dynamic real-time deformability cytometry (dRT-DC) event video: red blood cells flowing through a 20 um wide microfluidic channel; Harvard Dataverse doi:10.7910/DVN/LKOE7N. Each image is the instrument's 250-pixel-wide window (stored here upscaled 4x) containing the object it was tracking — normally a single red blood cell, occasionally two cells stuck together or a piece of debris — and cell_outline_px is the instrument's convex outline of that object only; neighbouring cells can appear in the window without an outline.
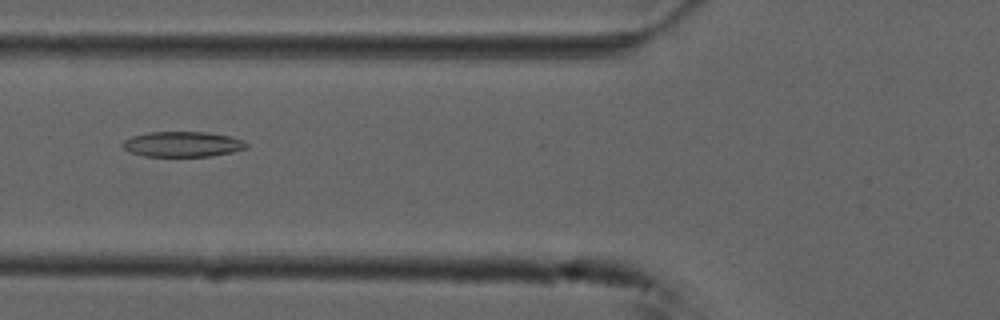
{"species": "common noctule bat (a hibernating species)", "species_latin": "Nyctalus noctula", "temperature_condition": "cold", "stored_images_in_passage": 51, "camera_frame_rate_fps": 3000, "um_per_image_px": 0.085, "animal": {"sex": "male", "forearm_length_mm": 52.5}, "frame": {"image": 1, "passage_image": 21, "time_ms": 6.667, "image_size_px": [1000, 320], "cell_outline_px": [[248, 144], [244, 148], [232, 152], [212, 156], [144, 156], [132, 152], [124, 148], [120, 144], [124, 140], [132, 136], [148, 132], [208, 132], [232, 136], [244, 140]], "centroid_in_image_um": [15.53, 12.25], "position_along_channel_um": 110.3, "area_um2": 18.26}}
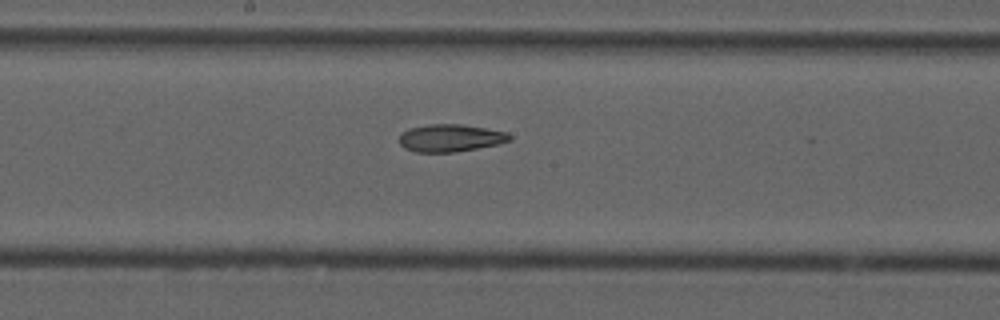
{"frame": {"image": 2, "passage_image": 29, "time_ms": 9.333, "image_size_px": [1000, 320], "cell_outline_px": [[512, 140], [500, 144], [456, 152], [416, 152], [404, 148], [400, 144], [400, 132], [408, 128], [428, 124], [464, 124], [508, 132], [512, 136]], "centroid_in_image_um": [38.3, 11.72], "position_along_channel_um": 209.9, "area_um2": 17.98}}
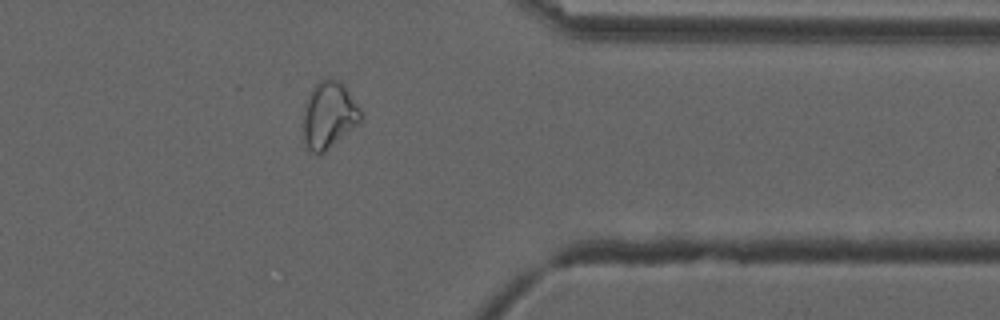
{"frame": {"image": 3, "passage_image": 44, "time_ms": 14.333, "image_size_px": [1000, 320], "cell_outline_px": [[364, 116], [360, 124], [320, 156], [312, 152], [308, 148], [304, 140], [304, 104], [312, 88], [320, 80], [340, 80], [344, 84], [364, 112]], "centroid_in_image_um": [28.01, 9.81], "position_along_channel_um": 383.4, "area_um2": 22.83}}